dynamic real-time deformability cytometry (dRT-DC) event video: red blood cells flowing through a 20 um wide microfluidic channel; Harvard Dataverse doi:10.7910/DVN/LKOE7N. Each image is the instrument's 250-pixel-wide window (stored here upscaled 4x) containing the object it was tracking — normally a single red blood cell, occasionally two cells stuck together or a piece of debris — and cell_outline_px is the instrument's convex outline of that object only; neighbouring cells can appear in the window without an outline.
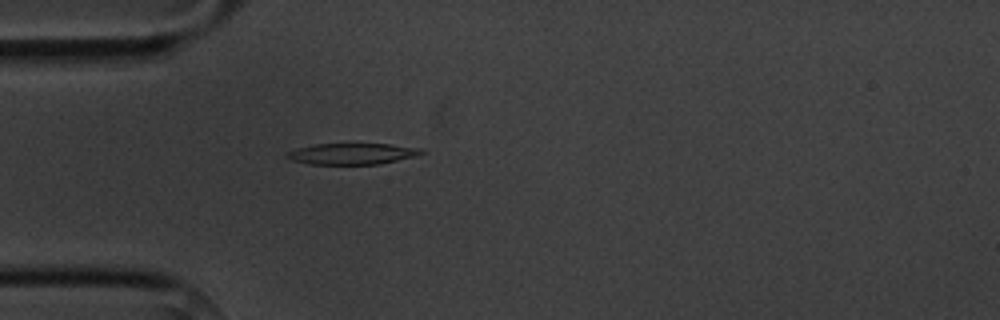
{"species": "common noctule bat (a hibernating species)", "species_latin": "Nyctalus noctula", "temperature_condition": "cold", "stored_images_in_passage": 5, "camera_frame_rate_fps": 3000, "um_per_image_px": 0.085, "animal": {"sex": "male", "body_mass_g": 20.1, "forearm_length_mm": 53.5}, "frame": {"image": 1, "passage_image": 5, "time_ms": 4.667, "image_size_px": [1000, 320], "cell_outline_px": [[424, 152], [416, 156], [380, 164], [308, 164], [292, 160], [284, 156], [284, 152], [316, 144], [388, 144], [420, 148]], "centroid_in_image_um": [29.9, 13.08], "position_along_channel_um": 55.1, "area_um2": 16.47}}